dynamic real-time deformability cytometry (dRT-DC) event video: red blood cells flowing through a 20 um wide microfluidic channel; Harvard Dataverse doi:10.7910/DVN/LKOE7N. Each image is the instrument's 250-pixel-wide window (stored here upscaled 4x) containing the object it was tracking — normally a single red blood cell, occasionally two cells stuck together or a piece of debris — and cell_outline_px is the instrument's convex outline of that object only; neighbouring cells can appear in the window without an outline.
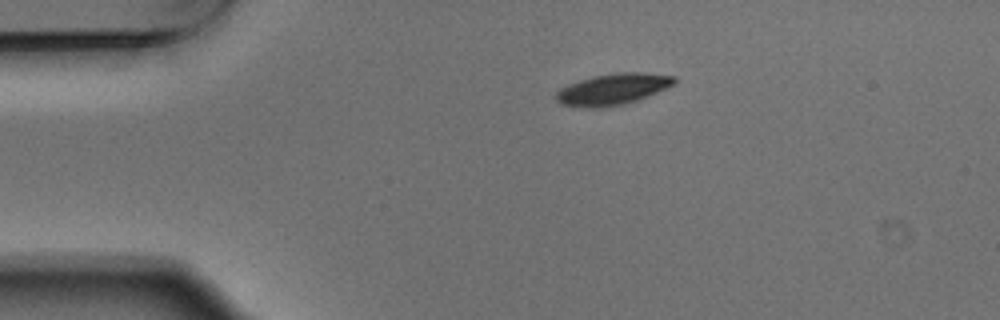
{"species": "Egyptian fruit bat (a non-hibernating species)", "species_latin": "Rousettus aegyptiacus", "temperature_condition": "warm", "stored_images_in_passage": 3, "camera_frame_rate_fps": 3000, "um_per_image_px": 0.085, "animal": {"sex": "male"}, "frame": {"image": 1, "passage_image": 1, "time_ms": 0.0, "image_size_px": [1000, 320], "cell_outline_px": [[676, 84], [636, 100], [624, 104], [600, 108], [580, 108], [560, 104], [556, 100], [556, 92], [560, 88], [568, 84], [580, 80], [596, 76], [620, 72], [644, 72], [676, 76]], "centroid_in_image_um": [52.07, 7.59], "position_along_channel_um": 32.9, "area_um2": 21.56}}
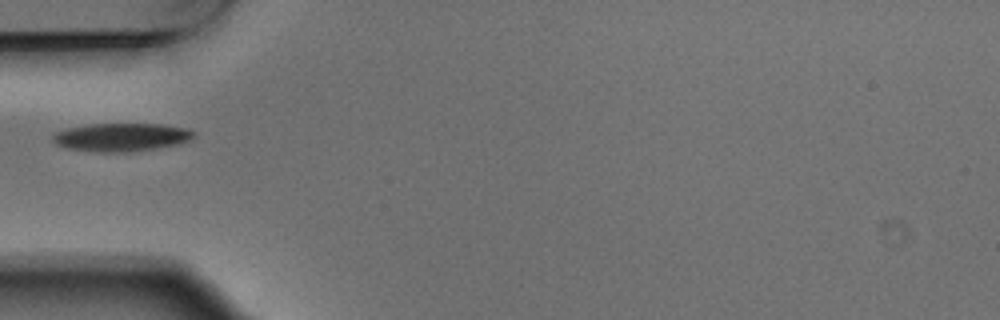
{"frame": {"image": 2, "passage_image": 3, "time_ms": 0.667, "image_size_px": [1000, 320], "cell_outline_px": [[196, 136], [192, 140], [180, 144], [128, 152], [100, 152], [68, 148], [56, 144], [52, 140], [52, 136], [56, 132], [64, 128], [88, 124], [160, 124], [188, 128], [196, 132]], "centroid_in_image_um": [10.35, 11.65], "position_along_channel_um": 74.6, "area_um2": 23.35}}